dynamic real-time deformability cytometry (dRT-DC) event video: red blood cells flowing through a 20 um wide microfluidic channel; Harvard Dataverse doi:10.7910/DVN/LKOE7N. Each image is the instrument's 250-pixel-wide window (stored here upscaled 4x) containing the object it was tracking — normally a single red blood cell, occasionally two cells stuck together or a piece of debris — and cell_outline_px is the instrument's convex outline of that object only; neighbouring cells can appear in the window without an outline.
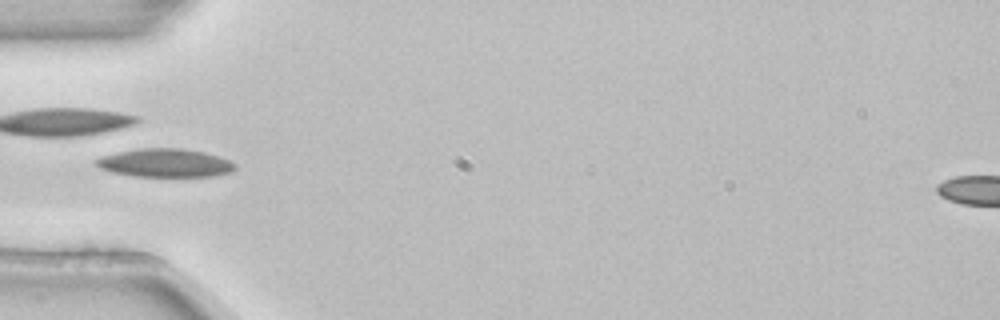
{"species": "common noctule bat (a hibernating species)", "species_latin": "Nyctalus noctula", "temperature_condition": "room temperature", "stored_images_in_passage": 4, "camera_frame_rate_fps": 3000, "um_per_image_px": 0.085, "animal": {"sex": "female", "body_mass_g": 22.7, "forearm_length_mm": 54.2}, "frame": {"image": 1, "passage_image": 4, "time_ms": 1.0, "image_size_px": [1000, 320], "cell_outline_px": [[236, 168], [232, 172], [212, 176], [136, 176], [112, 172], [100, 168], [96, 164], [96, 160], [104, 156], [120, 152], [140, 148], [180, 148], [204, 152], [220, 156], [236, 164]], "centroid_in_image_um": [14.09, 13.85], "position_along_channel_um": 70.9, "area_um2": 22.72}}